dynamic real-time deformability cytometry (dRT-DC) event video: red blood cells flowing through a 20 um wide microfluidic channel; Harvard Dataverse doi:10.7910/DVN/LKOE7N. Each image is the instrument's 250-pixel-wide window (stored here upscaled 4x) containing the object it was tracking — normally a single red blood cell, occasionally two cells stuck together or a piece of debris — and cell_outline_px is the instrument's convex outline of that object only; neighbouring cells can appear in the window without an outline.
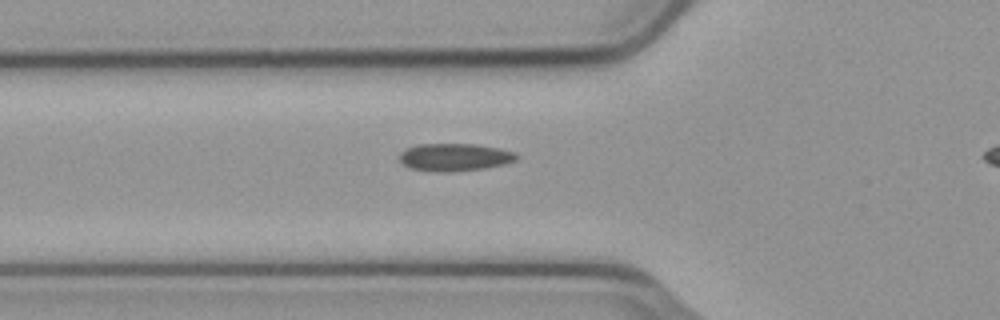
{"species": "common noctule bat (a hibernating species)", "species_latin": "Nyctalus noctula", "temperature_condition": "cold", "stored_images_in_passage": 40, "camera_frame_rate_fps": 3000, "um_per_image_px": 0.085, "animal": {"sex": "male", "body_mass_g": 23.1, "forearm_length_mm": 52.7}, "frame": {"image": 1, "passage_image": 11, "time_ms": 3.333, "image_size_px": [1000, 320], "cell_outline_px": [[516, 160], [504, 164], [484, 168], [448, 172], [436, 172], [412, 168], [404, 164], [400, 160], [400, 152], [408, 148], [420, 144], [476, 144], [500, 148], [516, 152]], "centroid_in_image_um": [38.66, 13.35], "position_along_channel_um": 87.1, "area_um2": 18.67}}
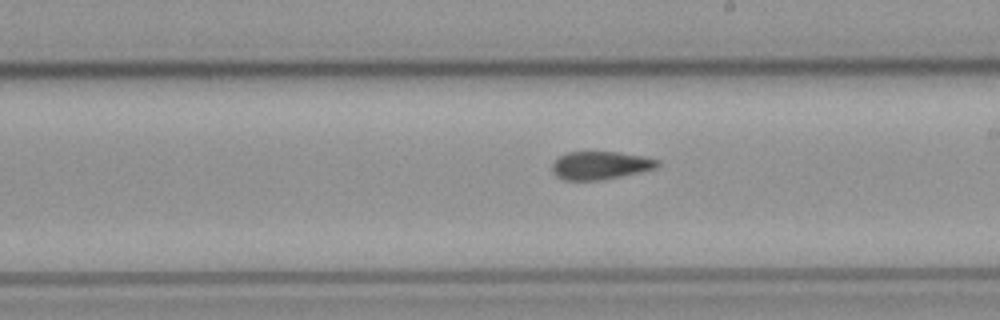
{"frame": {"image": 2, "passage_image": 23, "time_ms": 7.333, "image_size_px": [1000, 320], "cell_outline_px": [[660, 164], [656, 168], [640, 172], [604, 180], [564, 180], [556, 176], [552, 172], [552, 164], [560, 156], [568, 152], [620, 152], [644, 156], [660, 160]], "centroid_in_image_um": [51.05, 14.06], "position_along_channel_um": 237.9, "area_um2": 17.34}}
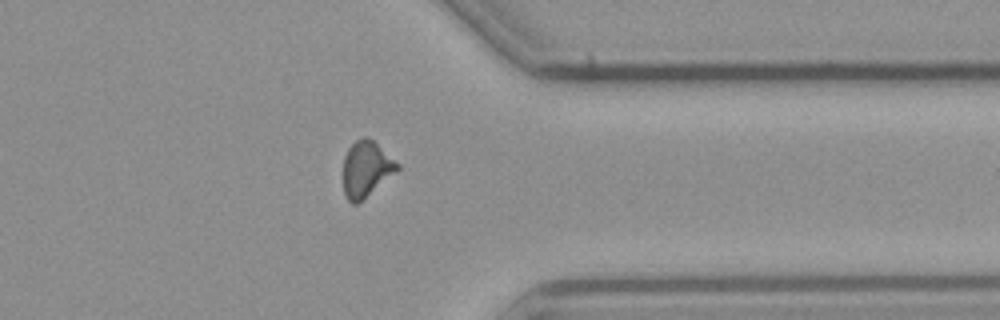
{"frame": {"image": 3, "passage_image": 35, "time_ms": 11.333, "image_size_px": [1000, 320], "cell_outline_px": [[400, 168], [396, 172], [356, 204], [352, 204], [348, 200], [344, 192], [344, 156], [348, 148], [356, 140], [364, 136], [372, 140], [400, 164]], "centroid_in_image_um": [31.12, 14.35], "position_along_channel_um": 380.3, "area_um2": 17.22}}